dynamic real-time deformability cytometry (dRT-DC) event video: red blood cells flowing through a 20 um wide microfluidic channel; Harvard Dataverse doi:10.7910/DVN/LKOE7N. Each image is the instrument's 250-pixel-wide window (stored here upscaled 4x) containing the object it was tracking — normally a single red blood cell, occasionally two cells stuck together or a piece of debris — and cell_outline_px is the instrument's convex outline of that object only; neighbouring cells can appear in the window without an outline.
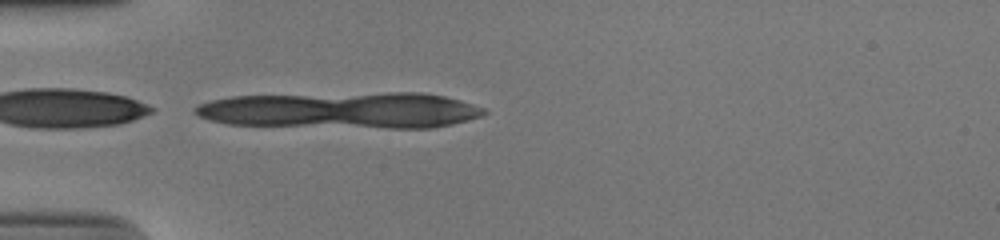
{"species": "human", "species_latin": "Homo sapiens", "temperature_condition": "cold", "stored_images_in_passage": 19, "segment_of_instrument_passage": [1, 2], "camera_frame_rate_fps": 3000, "um_per_image_px": 0.085, "donor": {"sex": "male"}, "frame": {"image": 1, "passage_image": 1, "time_ms": 0.0, "image_size_px": [1000, 240], "cell_outline_px": [[488, 112], [480, 116], [468, 120], [452, 124], [432, 128], [388, 128], [228, 124], [208, 120], [192, 112], [196, 104], [212, 100], [232, 96], [388, 92], [420, 92], [444, 96], [460, 100], [484, 108]], "centroid_in_image_um": [29.01, 9.37], "position_along_channel_um": 56.0, "area_um2": 61.38}}